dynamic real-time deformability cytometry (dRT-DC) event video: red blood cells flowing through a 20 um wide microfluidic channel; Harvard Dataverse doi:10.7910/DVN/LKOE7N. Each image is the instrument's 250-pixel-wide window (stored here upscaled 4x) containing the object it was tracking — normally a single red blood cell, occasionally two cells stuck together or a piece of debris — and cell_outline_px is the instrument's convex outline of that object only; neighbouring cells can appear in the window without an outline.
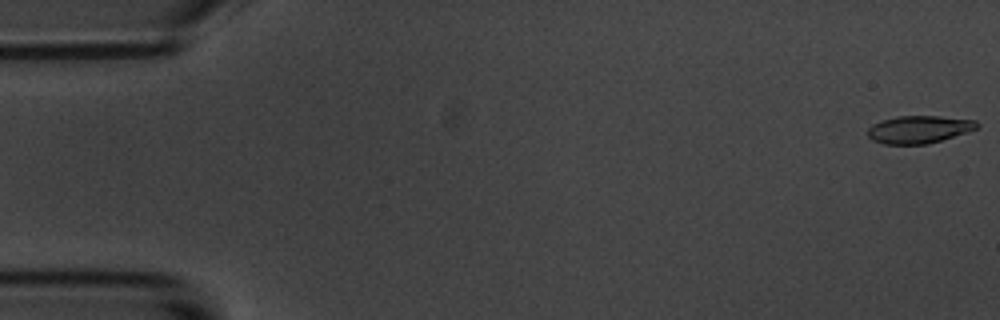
{"species": "common noctule bat (a hibernating species)", "species_latin": "Nyctalus noctula", "temperature_condition": "room temperature", "stored_images_in_passage": 56, "camera_frame_rate_fps": 3000, "um_per_image_px": 0.085, "animal": {"sex": "male", "body_mass_g": 20.1, "forearm_length_mm": 53.5}, "frame": {"image": 1, "passage_image": 1, "time_ms": 0.0, "image_size_px": [1000, 320], "cell_outline_px": [[980, 124], [976, 128], [968, 132], [928, 144], [884, 144], [872, 140], [868, 136], [868, 128], [872, 124], [880, 120], [896, 116], [940, 116], [976, 120]], "centroid_in_image_um": [78.1, 10.99], "position_along_channel_um": 6.9, "area_um2": 17.69}}
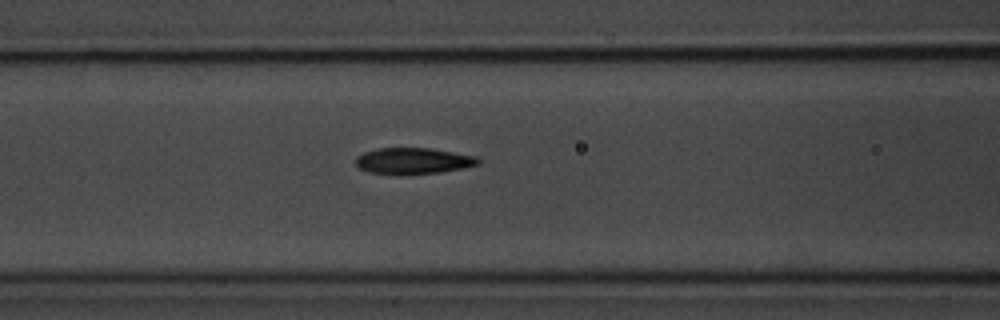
{"frame": {"image": 2, "passage_image": 23, "time_ms": 7.333, "image_size_px": [1000, 320], "cell_outline_px": [[480, 164], [440, 172], [368, 172], [360, 168], [356, 164], [356, 156], [364, 152], [376, 148], [432, 148], [476, 156], [480, 160]], "centroid_in_image_um": [35.14, 13.62], "position_along_channel_um": 131.5, "area_um2": 17.98}}
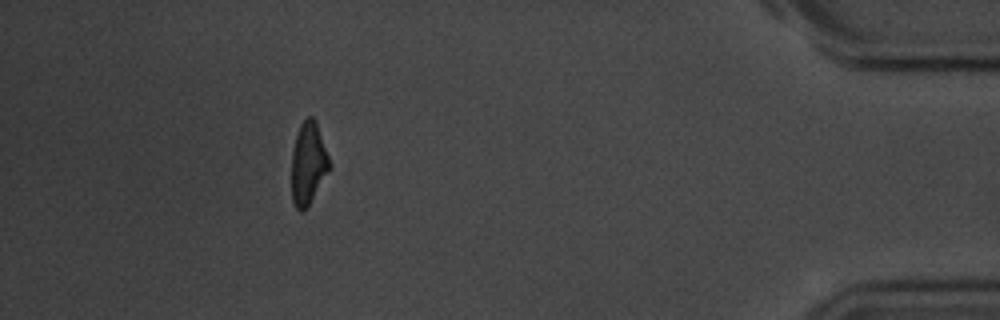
{"frame": {"image": 3, "passage_image": 51, "time_ms": 16.667, "image_size_px": [1000, 320], "cell_outline_px": [[328, 168], [308, 204], [300, 212], [296, 208], [292, 200], [292, 152], [296, 136], [300, 124], [308, 116], [312, 116], [316, 120], [328, 156]], "centroid_in_image_um": [26.15, 13.82], "position_along_channel_um": 409.0, "area_um2": 17.28}, "authors_computed_cell_mechanics": {"area_um2": 18.7272, "velocity_mm_per_s": 3.5798, "shape_relaxation_time_tau1_ms": 4.7348, "shape_relaxation_time_tau2_ms": 2.5902, "deformation_change_tau1": 0.167, "deformation_change_tau2": 0.1086}}